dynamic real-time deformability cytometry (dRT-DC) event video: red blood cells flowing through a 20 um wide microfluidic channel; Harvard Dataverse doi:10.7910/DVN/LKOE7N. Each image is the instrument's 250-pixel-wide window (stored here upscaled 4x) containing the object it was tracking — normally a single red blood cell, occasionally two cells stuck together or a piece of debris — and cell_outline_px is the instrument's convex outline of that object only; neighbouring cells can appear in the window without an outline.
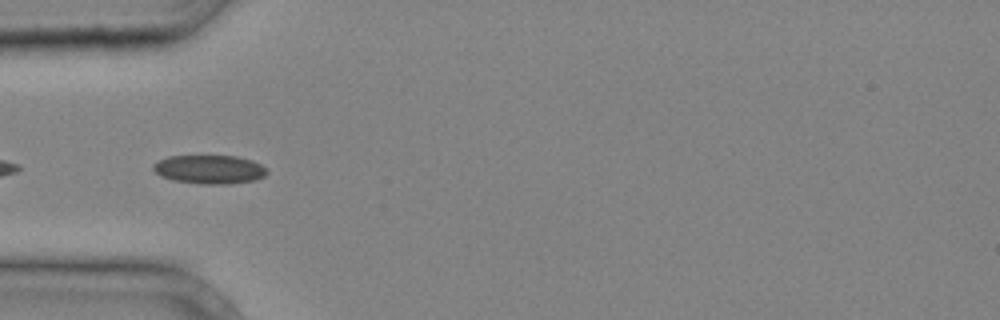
{"species": "common noctule bat (a hibernating species)", "species_latin": "Nyctalus noctula", "temperature_condition": "cold", "stored_images_in_passage": 12, "camera_frame_rate_fps": 3000, "um_per_image_px": 0.085, "animal": {"sex": "male", "body_mass_g": 20.4}, "frame": {"image": 1, "passage_image": 10, "time_ms": 3.0, "image_size_px": [1000, 320], "cell_outline_px": [[268, 172], [264, 176], [256, 180], [228, 184], [200, 184], [172, 180], [160, 176], [152, 168], [152, 164], [168, 156], [236, 156], [252, 160], [268, 168]], "centroid_in_image_um": [17.82, 14.4], "position_along_channel_um": 67.2, "area_um2": 19.19}}